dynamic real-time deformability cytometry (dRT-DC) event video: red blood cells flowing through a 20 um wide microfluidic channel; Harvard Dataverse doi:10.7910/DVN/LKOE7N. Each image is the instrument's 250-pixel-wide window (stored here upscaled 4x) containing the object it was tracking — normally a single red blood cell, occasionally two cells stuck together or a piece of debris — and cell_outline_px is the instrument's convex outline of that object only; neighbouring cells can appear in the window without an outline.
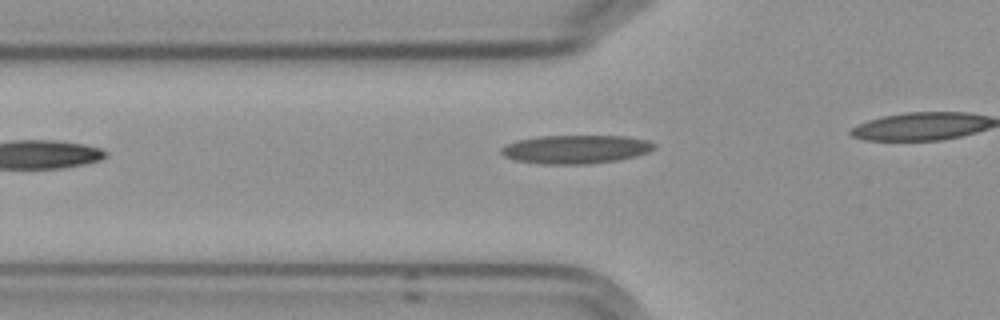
{"species": "Egyptian fruit bat (a non-hibernating species)", "species_latin": "Rousettus aegyptiacus", "temperature_condition": "cold", "stored_images_in_passage": 5, "camera_frame_rate_fps": 3000, "um_per_image_px": 0.085, "frame": {"image": 1, "passage_image": 3, "time_ms": 2.333, "image_size_px": [1000, 320], "cell_outline_px": [[656, 148], [648, 152], [636, 156], [616, 160], [588, 164], [540, 164], [516, 160], [504, 156], [500, 152], [500, 148], [516, 140], [540, 136], [628, 136], [648, 140], [656, 144]], "centroid_in_image_um": [48.95, 12.68], "position_along_channel_um": 76.8, "area_um2": 25.55}}
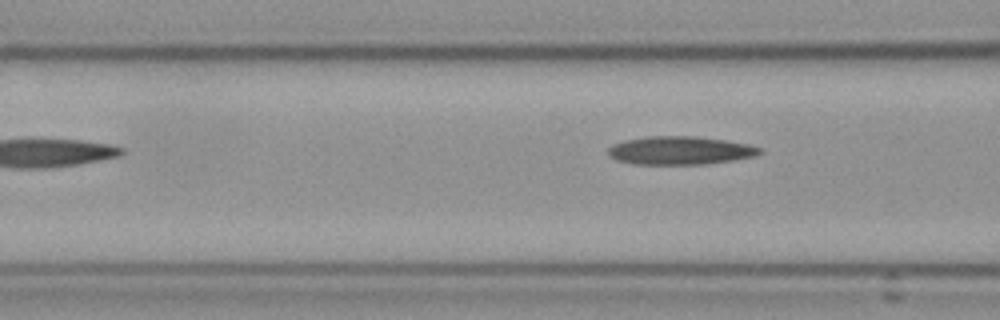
{"frame": {"image": 2, "passage_image": 5, "time_ms": 4.667, "image_size_px": [1000, 320], "cell_outline_px": [[764, 152], [752, 156], [732, 160], [704, 164], [636, 164], [616, 160], [608, 152], [608, 148], [612, 144], [624, 140], [648, 136], [696, 136], [724, 140], [748, 144], [764, 148]], "centroid_in_image_um": [57.82, 12.78], "position_along_channel_um": 108.8, "area_um2": 24.91}}